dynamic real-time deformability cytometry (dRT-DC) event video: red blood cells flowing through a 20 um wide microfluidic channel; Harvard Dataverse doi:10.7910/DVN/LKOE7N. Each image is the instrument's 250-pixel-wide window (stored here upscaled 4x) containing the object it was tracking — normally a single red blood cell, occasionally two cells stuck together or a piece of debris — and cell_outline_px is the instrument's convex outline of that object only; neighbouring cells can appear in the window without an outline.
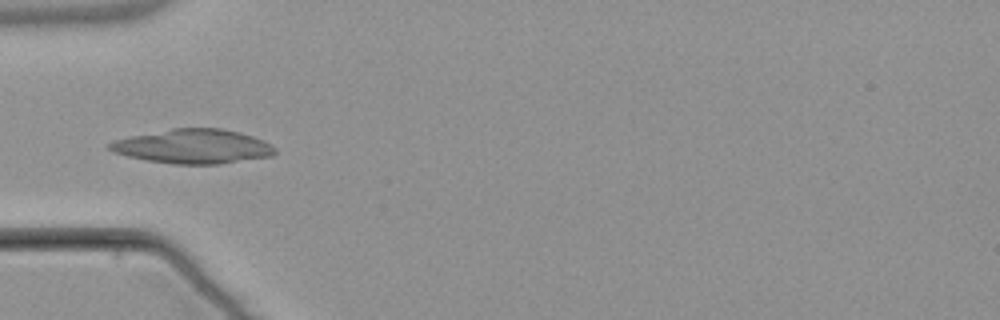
{"species": "common noctule bat (a hibernating species)", "species_latin": "Nyctalus noctula", "temperature_condition": "warm", "stored_images_in_passage": 4, "camera_frame_rate_fps": 3000, "um_per_image_px": 0.085, "animal": {"sex": "male", "body_mass_g": 21.5, "forearm_length_mm": 52.0}, "frame": {"image": 1, "passage_image": 4, "time_ms": 3.667, "image_size_px": [1000, 320], "cell_outline_px": [[276, 152], [272, 156], [220, 164], [172, 164], [148, 160], [128, 156], [112, 152], [104, 144], [112, 140], [172, 128], [220, 128], [240, 132], [264, 140], [272, 144], [276, 148]], "centroid_in_image_um": [16.41, 12.44], "position_along_channel_um": 68.6, "area_um2": 33.23}}